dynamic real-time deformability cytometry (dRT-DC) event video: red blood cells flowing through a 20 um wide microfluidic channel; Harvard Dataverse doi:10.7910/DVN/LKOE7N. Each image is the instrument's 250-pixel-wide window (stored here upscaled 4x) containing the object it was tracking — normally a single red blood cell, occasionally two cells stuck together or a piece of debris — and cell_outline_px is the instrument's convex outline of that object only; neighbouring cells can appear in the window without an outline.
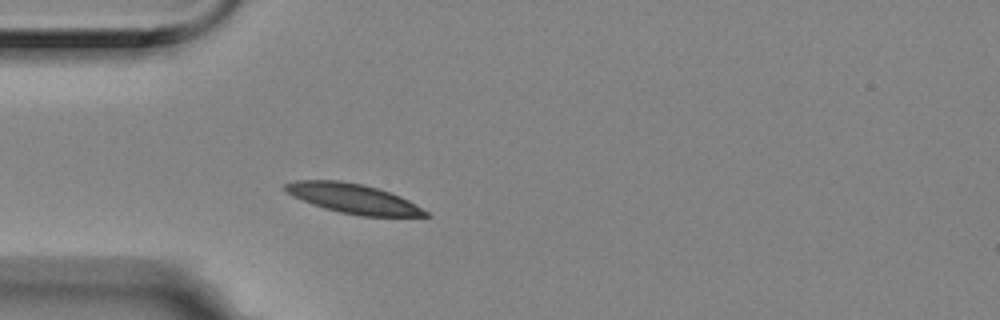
{"species": "Egyptian fruit bat (a non-hibernating species)", "species_latin": "Rousettus aegyptiacus", "temperature_condition": "room temperature", "stored_images_in_passage": 5, "camera_frame_rate_fps": 3000, "um_per_image_px": 0.085, "animal": {"sex": "female"}, "frame": {"image": 1, "passage_image": 5, "time_ms": 1.333, "image_size_px": [1000, 320], "cell_outline_px": [[432, 216], [360, 216], [340, 212], [324, 208], [312, 204], [292, 196], [284, 188], [284, 184], [296, 180], [340, 180], [360, 184], [376, 188], [400, 196], [416, 204], [428, 212]], "centroid_in_image_um": [30.01, 16.88], "position_along_channel_um": 55.0, "area_um2": 23.99}}